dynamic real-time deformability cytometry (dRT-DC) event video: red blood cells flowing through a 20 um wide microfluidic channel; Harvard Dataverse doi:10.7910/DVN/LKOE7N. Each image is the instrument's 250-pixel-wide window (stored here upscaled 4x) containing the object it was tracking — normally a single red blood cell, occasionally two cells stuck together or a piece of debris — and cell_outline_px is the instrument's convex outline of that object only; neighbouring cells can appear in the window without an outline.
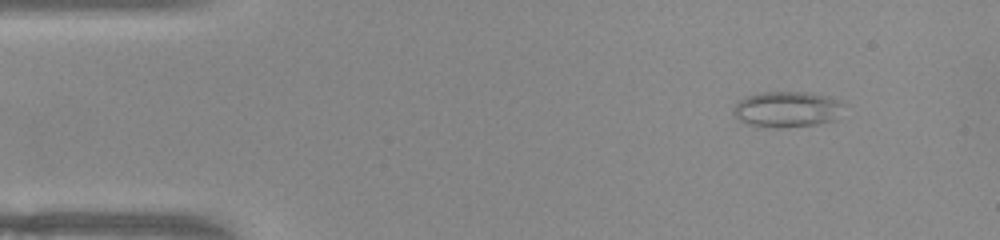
{"species": "common noctule bat (a hibernating species)", "species_latin": "Nyctalus noctula", "temperature_condition": "warm", "stored_images_in_passage": 46, "camera_frame_rate_fps": 3000, "um_per_image_px": 0.085, "animal": {"sex": "female", "body_mass_g": 22.0, "forearm_length_mm": 56.7}, "frame": {"image": 1, "passage_image": 1, "time_ms": 0.0, "image_size_px": [1000, 240], "cell_outline_px": [[840, 104], [836, 120], [816, 124], [776, 128], [764, 128], [748, 124], [740, 120], [732, 112], [736, 104], [740, 100], [748, 96], [764, 92], [808, 92], [828, 96], [836, 100]], "centroid_in_image_um": [66.84, 9.3], "position_along_channel_um": 18.2, "area_um2": 22.66}}
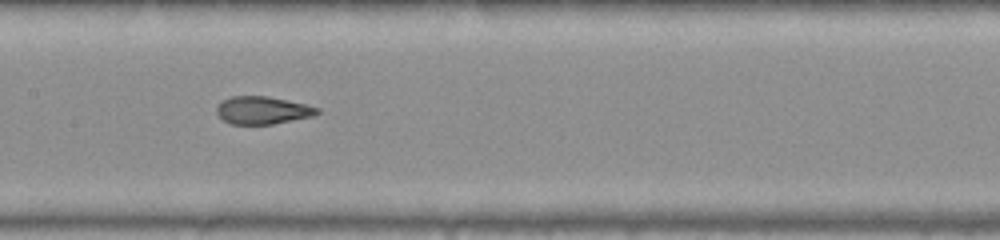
{"frame": {"image": 2, "passage_image": 20, "time_ms": 6.333, "image_size_px": [1000, 240], "cell_outline_px": [[320, 112], [312, 116], [272, 124], [232, 124], [224, 120], [216, 112], [216, 108], [224, 100], [232, 96], [268, 96], [304, 104], [320, 108]], "centroid_in_image_um": [22.33, 9.37], "position_along_channel_um": 185.1, "area_um2": 15.95}}
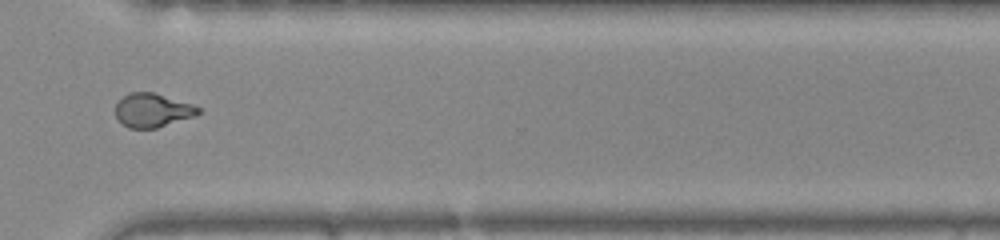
{"frame": {"image": 3, "passage_image": 33, "time_ms": 10.667, "image_size_px": [1000, 240], "cell_outline_px": [[200, 112], [192, 116], [156, 128], [128, 128], [116, 116], [116, 104], [124, 96], [132, 92], [152, 92], [192, 104], [200, 108]], "centroid_in_image_um": [12.94, 9.37], "position_along_channel_um": 357.7, "area_um2": 15.84}}